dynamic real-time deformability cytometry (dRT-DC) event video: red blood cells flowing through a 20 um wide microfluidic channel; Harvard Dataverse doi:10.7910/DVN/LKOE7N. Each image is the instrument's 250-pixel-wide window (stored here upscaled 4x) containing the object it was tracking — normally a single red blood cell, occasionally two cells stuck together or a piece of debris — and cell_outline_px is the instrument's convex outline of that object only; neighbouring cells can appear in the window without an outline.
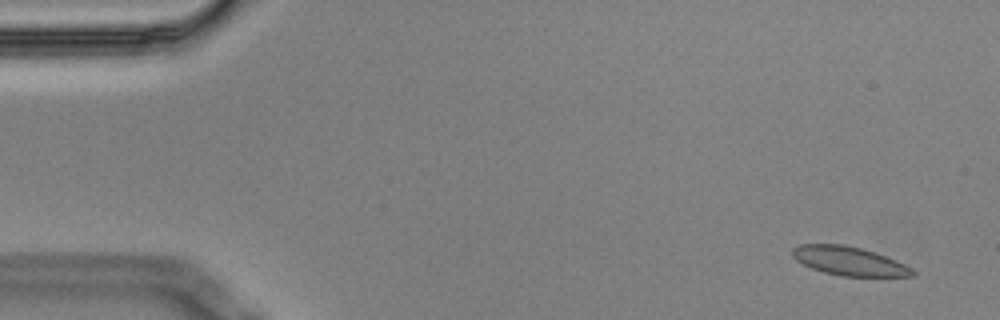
{"species": "Egyptian fruit bat (a non-hibernating species)", "species_latin": "Rousettus aegyptiacus", "temperature_condition": "cold", "stored_images_in_passage": 8, "camera_frame_rate_fps": 3000, "um_per_image_px": 0.085, "animal": {"sex": "male"}, "frame": {"image": 1, "passage_image": 1, "time_ms": 0.0, "image_size_px": [1000, 320], "cell_outline_px": [[916, 276], [840, 276], [824, 272], [812, 268], [796, 260], [792, 256], [792, 248], [800, 244], [844, 244], [876, 252], [904, 264], [912, 268], [916, 272]], "centroid_in_image_um": [72.17, 22.18], "position_along_channel_um": 12.8, "area_um2": 20.11}}
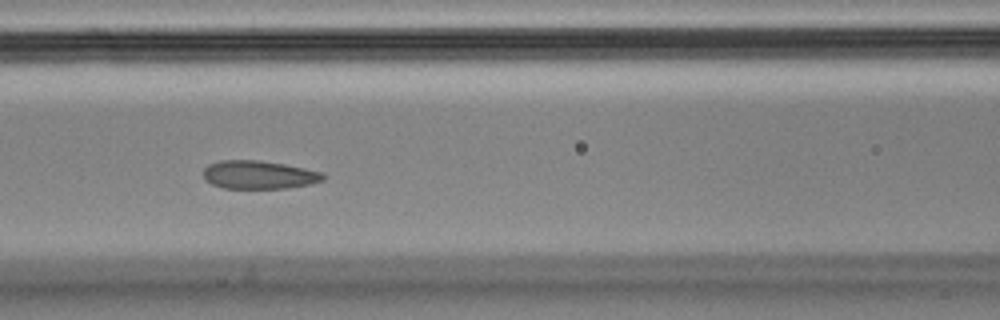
{"frame": {"image": 2, "passage_image": 7, "time_ms": 2.0, "image_size_px": [1000, 320], "cell_outline_px": [[324, 180], [308, 184], [288, 188], [224, 188], [212, 184], [204, 180], [204, 168], [208, 164], [220, 160], [260, 160], [284, 164], [304, 168], [320, 172], [324, 176]], "centroid_in_image_um": [21.96, 14.85], "position_along_channel_um": 144.6, "area_um2": 19.65}}
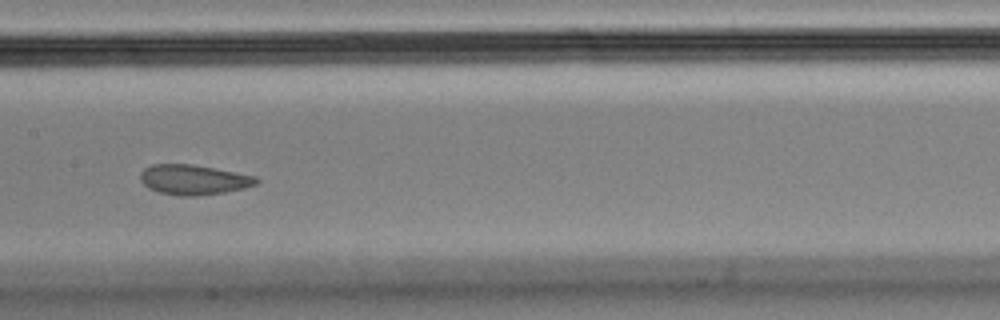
{"frame": {"image": 3, "passage_image": 8, "time_ms": 2.333, "image_size_px": [1000, 320], "cell_outline_px": [[260, 180], [256, 184], [244, 188], [224, 192], [196, 196], [180, 196], [160, 192], [148, 188], [140, 180], [140, 172], [144, 168], [152, 164], [192, 164], [256, 176]], "centroid_in_image_um": [16.44, 15.27], "position_along_channel_um": 191.0, "area_um2": 20.23}}